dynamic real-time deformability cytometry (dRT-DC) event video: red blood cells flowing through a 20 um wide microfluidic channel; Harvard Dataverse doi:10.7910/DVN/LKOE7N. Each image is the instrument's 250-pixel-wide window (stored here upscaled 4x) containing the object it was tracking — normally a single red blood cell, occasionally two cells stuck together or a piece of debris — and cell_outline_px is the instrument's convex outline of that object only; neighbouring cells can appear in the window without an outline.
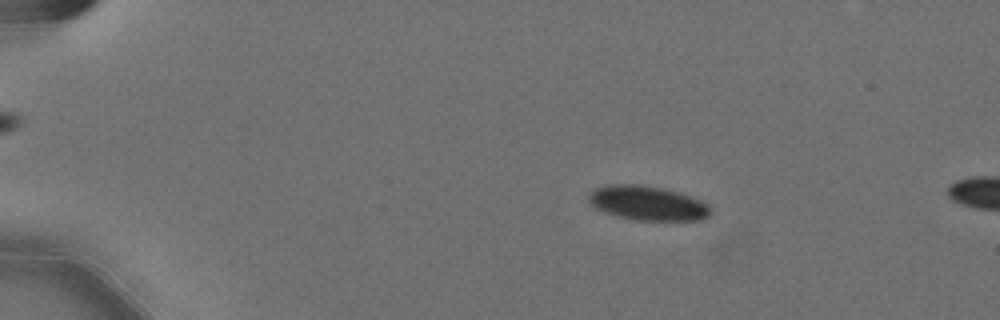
{"species": "Egyptian fruit bat (a non-hibernating species)", "species_latin": "Rousettus aegyptiacus", "temperature_condition": "cold", "stored_images_in_passage": 15, "camera_frame_rate_fps": 3000, "um_per_image_px": 0.085, "animal": {"sex": "female"}, "frame": {"image": 1, "passage_image": 11, "time_ms": 3.333, "image_size_px": [1000, 320], "cell_outline_px": [[708, 216], [700, 220], [632, 220], [616, 216], [596, 208], [588, 204], [588, 196], [596, 188], [608, 184], [640, 184], [664, 188], [680, 192], [692, 196], [708, 204]], "centroid_in_image_um": [55.01, 17.25], "position_along_channel_um": 30.0, "area_um2": 24.51}}